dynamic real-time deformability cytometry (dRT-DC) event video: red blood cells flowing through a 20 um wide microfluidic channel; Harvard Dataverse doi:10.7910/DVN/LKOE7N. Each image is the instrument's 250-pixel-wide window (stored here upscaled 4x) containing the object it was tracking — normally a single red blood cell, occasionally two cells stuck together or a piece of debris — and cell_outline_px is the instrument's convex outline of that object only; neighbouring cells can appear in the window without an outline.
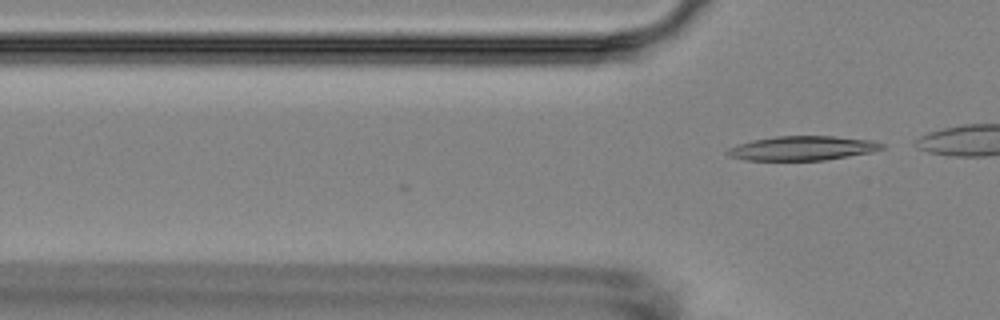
{"species": "Egyptian fruit bat (a non-hibernating species)", "species_latin": "Rousettus aegyptiacus", "temperature_condition": "room temperature", "stored_images_in_passage": 7, "camera_frame_rate_fps": 3000, "um_per_image_px": 0.085, "animal": {"sex": "female"}, "frame": {"image": 1, "passage_image": 7, "time_ms": 7.0, "image_size_px": [1000, 320], "cell_outline_px": [[884, 148], [872, 152], [824, 160], [744, 160], [728, 156], [724, 152], [728, 148], [752, 140], [776, 136], [836, 136], [872, 140], [884, 144]], "centroid_in_image_um": [68.2, 12.59], "position_along_channel_um": 57.6, "area_um2": 21.91}}